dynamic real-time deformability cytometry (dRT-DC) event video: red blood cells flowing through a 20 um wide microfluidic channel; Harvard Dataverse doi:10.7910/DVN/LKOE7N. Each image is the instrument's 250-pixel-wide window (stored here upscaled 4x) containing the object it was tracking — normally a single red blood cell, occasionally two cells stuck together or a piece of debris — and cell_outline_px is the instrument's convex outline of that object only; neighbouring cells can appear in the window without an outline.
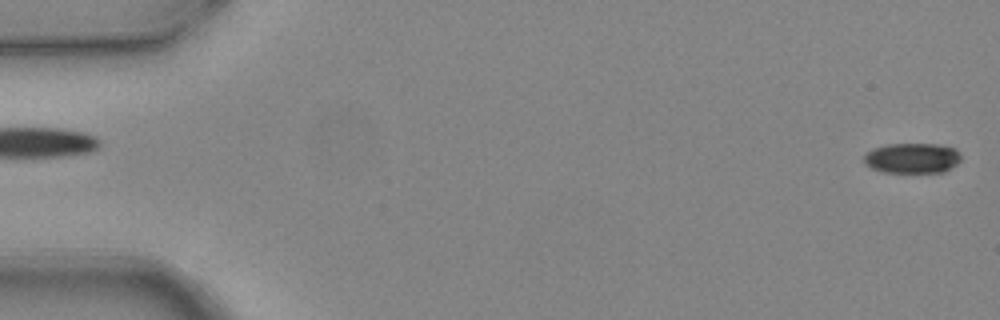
{"species": "common noctule bat (a hibernating species)", "species_latin": "Nyctalus noctula", "temperature_condition": "warm", "stored_images_in_passage": 4, "camera_frame_rate_fps": 3000, "um_per_image_px": 0.085, "animal": {"sex": "female", "body_mass_g": 24.6, "forearm_length_mm": 56.2}, "frame": {"image": 1, "passage_image": 4, "time_ms": 1.0, "image_size_px": [1000, 320], "cell_outline_px": [[960, 160], [956, 164], [944, 172], [884, 172], [872, 168], [864, 164], [864, 156], [872, 148], [884, 144], [936, 144], [956, 148], [960, 152]], "centroid_in_image_um": [77.53, 13.43], "position_along_channel_um": 7.5, "area_um2": 17.17}}